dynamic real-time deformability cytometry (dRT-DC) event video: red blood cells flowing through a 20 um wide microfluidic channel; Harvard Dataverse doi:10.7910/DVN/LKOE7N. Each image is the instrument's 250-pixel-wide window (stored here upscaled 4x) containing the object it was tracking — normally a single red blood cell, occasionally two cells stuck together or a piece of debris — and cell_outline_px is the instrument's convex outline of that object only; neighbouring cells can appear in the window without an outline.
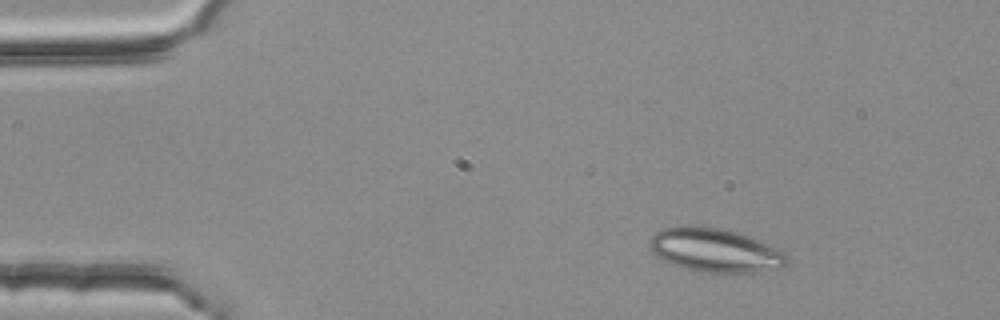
{"species": "common noctule bat (a hibernating species)", "species_latin": "Nyctalus noctula", "temperature_condition": "room temperature", "stored_images_in_passage": 2, "camera_frame_rate_fps": 3000, "um_per_image_px": 0.085, "animal": {"sex": "female", "body_mass_g": 25.1}, "frame": {"image": 1, "passage_image": 1, "time_ms": 0.0, "image_size_px": [1000, 320], "cell_outline_px": [[788, 260], [780, 268], [752, 272], [704, 272], [680, 268], [660, 260], [648, 248], [648, 244], [652, 236], [660, 228], [680, 224], [692, 224], [716, 228], [736, 232], [748, 236], [768, 244], [784, 252], [788, 256]], "centroid_in_image_um": [60.67, 21.25], "position_along_channel_um": 24.3, "area_um2": 35.37}}